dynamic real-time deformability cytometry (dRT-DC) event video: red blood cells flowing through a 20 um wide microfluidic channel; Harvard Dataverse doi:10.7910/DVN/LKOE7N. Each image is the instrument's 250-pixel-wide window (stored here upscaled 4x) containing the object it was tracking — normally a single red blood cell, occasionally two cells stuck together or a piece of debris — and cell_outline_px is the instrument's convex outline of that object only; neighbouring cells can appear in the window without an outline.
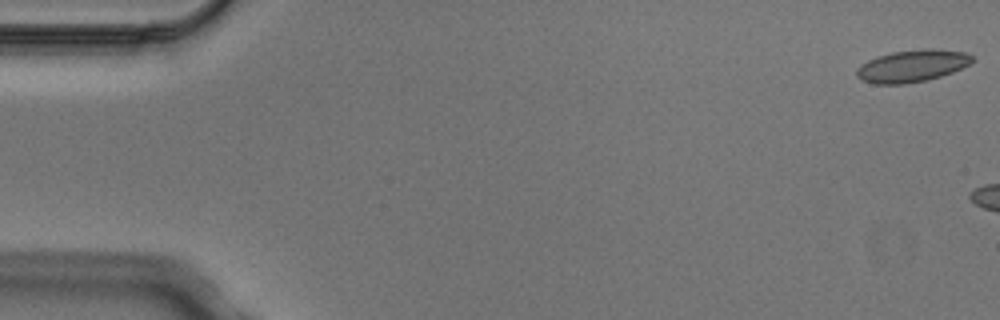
{"species": "Egyptian fruit bat (a non-hibernating species)", "species_latin": "Rousettus aegyptiacus", "temperature_condition": "cold", "stored_images_in_passage": 3, "camera_frame_rate_fps": 3000, "um_per_image_px": 0.085, "animal": {"sex": "male"}, "frame": {"image": 1, "passage_image": 1, "time_ms": 0.0, "image_size_px": [1000, 320], "cell_outline_px": [[976, 60], [952, 72], [928, 80], [904, 84], [876, 84], [860, 80], [856, 76], [856, 68], [860, 64], [876, 56], [892, 52], [924, 48], [936, 48], [968, 52]], "centroid_in_image_um": [77.52, 5.59], "position_along_channel_um": 7.5, "area_um2": 21.96}}